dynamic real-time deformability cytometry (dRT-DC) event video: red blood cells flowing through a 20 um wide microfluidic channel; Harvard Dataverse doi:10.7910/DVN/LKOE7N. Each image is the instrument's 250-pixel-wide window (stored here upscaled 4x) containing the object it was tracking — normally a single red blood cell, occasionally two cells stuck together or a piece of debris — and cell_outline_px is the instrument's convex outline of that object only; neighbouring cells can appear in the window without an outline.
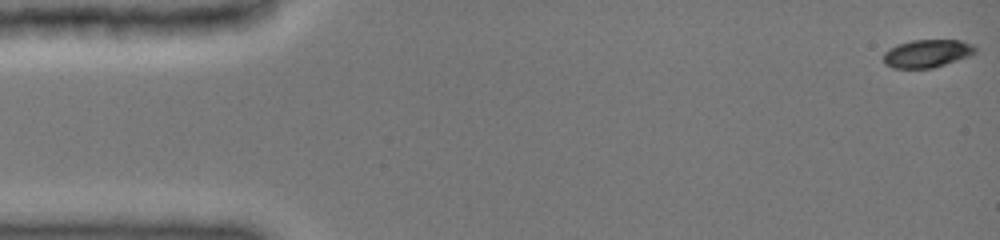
{"species": "common noctule bat (a hibernating species)", "species_latin": "Nyctalus noctula", "temperature_condition": "cold", "stored_images_in_passage": 9, "camera_frame_rate_fps": 3000, "um_per_image_px": 0.085, "animal": {"sex": "female", "body_mass_g": 19.0, "forearm_length_mm": 51.5}, "frame": {"image": 1, "passage_image": 1, "time_ms": 0.0, "image_size_px": [1000, 240], "cell_outline_px": [[976, 52], [968, 56], [932, 68], [892, 68], [884, 64], [884, 52], [888, 48], [896, 44], [912, 40], [960, 40], [972, 44], [976, 48]], "centroid_in_image_um": [78.76, 4.54], "position_along_channel_um": 6.2, "area_um2": 14.91}}
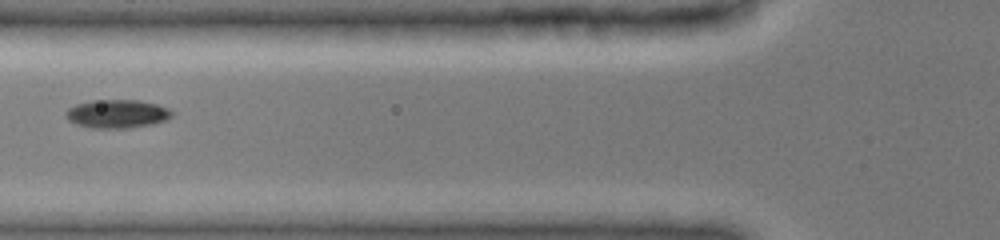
{"frame": {"image": 2, "passage_image": 7, "time_ms": 6.0, "image_size_px": [1000, 240], "cell_outline_px": [[172, 116], [168, 120], [152, 124], [128, 128], [92, 128], [76, 124], [68, 120], [64, 116], [64, 112], [68, 108], [76, 104], [92, 100], [136, 100], [156, 104], [168, 108], [172, 112]], "centroid_in_image_um": [9.92, 9.68], "position_along_channel_um": 115.9, "area_um2": 17.69}}
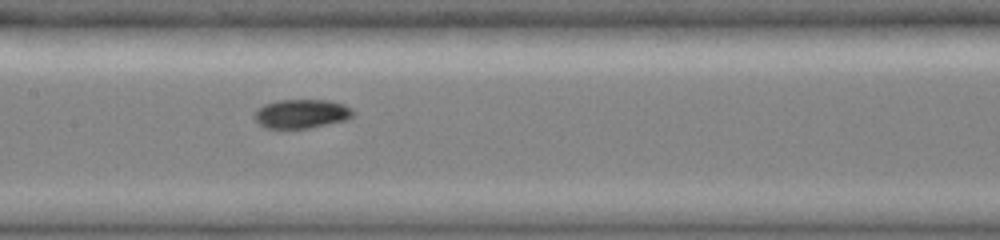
{"frame": {"image": 3, "passage_image": 9, "time_ms": 7.667, "image_size_px": [1000, 240], "cell_outline_px": [[356, 112], [352, 116], [344, 120], [308, 128], [264, 128], [252, 116], [264, 104], [276, 100], [328, 100], [344, 104], [352, 108]], "centroid_in_image_um": [25.63, 9.66], "position_along_channel_um": 181.8, "area_um2": 16.59}}